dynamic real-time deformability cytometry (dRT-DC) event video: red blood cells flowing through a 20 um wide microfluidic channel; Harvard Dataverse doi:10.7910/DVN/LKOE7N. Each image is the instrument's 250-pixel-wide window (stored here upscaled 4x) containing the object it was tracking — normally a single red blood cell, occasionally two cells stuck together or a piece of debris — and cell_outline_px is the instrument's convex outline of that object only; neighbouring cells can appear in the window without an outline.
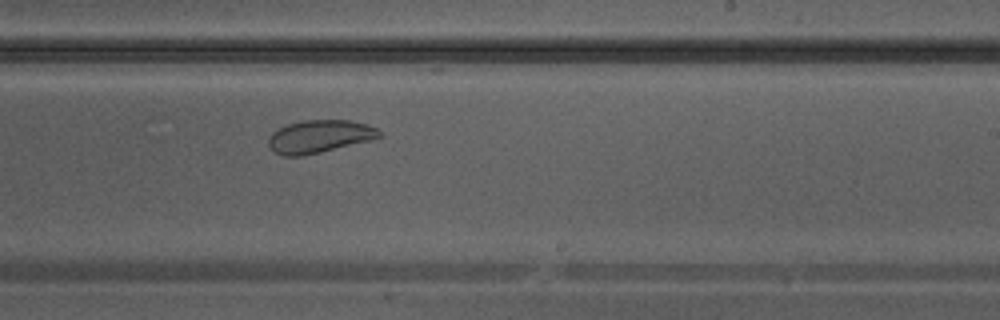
{"species": "Egyptian fruit bat (a non-hibernating species)", "species_latin": "Rousettus aegyptiacus", "temperature_condition": "warm", "stored_images_in_passage": 35, "camera_frame_rate_fps": 3000, "um_per_image_px": 0.085, "animal": {"sex": "male"}, "frame": {"image": 1, "passage_image": 20, "time_ms": 6.333, "image_size_px": [1000, 320], "cell_outline_px": [[380, 136], [372, 140], [300, 156], [284, 156], [276, 152], [268, 144], [268, 140], [272, 132], [288, 124], [300, 120], [348, 120], [368, 124], [376, 128], [380, 132]], "centroid_in_image_um": [27.15, 11.58], "position_along_channel_um": 261.8, "area_um2": 20.87}}